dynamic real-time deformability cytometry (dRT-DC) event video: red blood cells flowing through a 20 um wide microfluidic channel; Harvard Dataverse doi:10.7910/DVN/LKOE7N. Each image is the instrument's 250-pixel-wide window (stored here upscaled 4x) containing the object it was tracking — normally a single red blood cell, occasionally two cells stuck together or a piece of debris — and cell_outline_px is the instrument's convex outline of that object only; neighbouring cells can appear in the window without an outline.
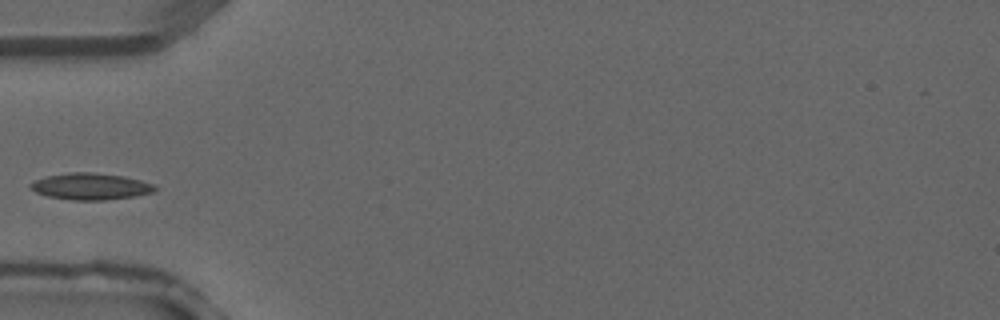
{"species": "common noctule bat (a hibernating species)", "species_latin": "Nyctalus noctula", "temperature_condition": "warm", "stored_images_in_passage": 2, "camera_frame_rate_fps": 3000, "um_per_image_px": 0.085, "animal": {"sex": "male", "forearm_length_mm": 52.5}, "frame": {"image": 1, "passage_image": 2, "time_ms": 0.333, "image_size_px": [1000, 320], "cell_outline_px": [[156, 192], [136, 196], [104, 200], [72, 200], [48, 196], [36, 192], [28, 184], [36, 180], [48, 176], [68, 172], [92, 172], [124, 176], [140, 180], [152, 184], [156, 188]], "centroid_in_image_um": [7.73, 15.84], "position_along_channel_um": 77.3, "area_um2": 19.19}}